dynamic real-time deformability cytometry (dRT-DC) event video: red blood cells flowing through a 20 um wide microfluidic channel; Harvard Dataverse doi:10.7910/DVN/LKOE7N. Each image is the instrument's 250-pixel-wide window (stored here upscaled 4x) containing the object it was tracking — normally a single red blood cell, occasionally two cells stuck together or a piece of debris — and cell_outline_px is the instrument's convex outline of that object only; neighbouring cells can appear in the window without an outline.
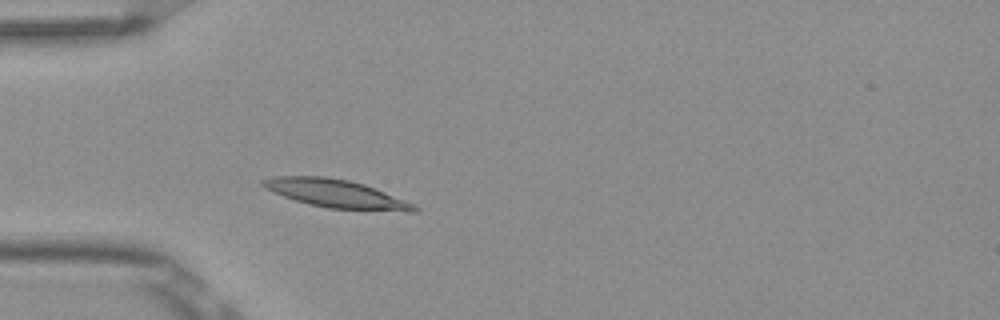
{"species": "Egyptian fruit bat (a non-hibernating species)", "species_latin": "Rousettus aegyptiacus", "temperature_condition": "room temperature", "stored_images_in_passage": 2, "camera_frame_rate_fps": 3000, "um_per_image_px": 0.085, "frame": {"image": 1, "passage_image": 2, "time_ms": 0.333, "image_size_px": [1000, 320], "cell_outline_px": [[420, 208], [416, 212], [408, 212], [328, 208], [308, 204], [272, 192], [264, 188], [260, 184], [260, 180], [272, 176], [328, 176], [348, 180], [364, 184], [416, 204]], "centroid_in_image_um": [28.57, 16.46], "position_along_channel_um": 56.4, "area_um2": 25.09}}